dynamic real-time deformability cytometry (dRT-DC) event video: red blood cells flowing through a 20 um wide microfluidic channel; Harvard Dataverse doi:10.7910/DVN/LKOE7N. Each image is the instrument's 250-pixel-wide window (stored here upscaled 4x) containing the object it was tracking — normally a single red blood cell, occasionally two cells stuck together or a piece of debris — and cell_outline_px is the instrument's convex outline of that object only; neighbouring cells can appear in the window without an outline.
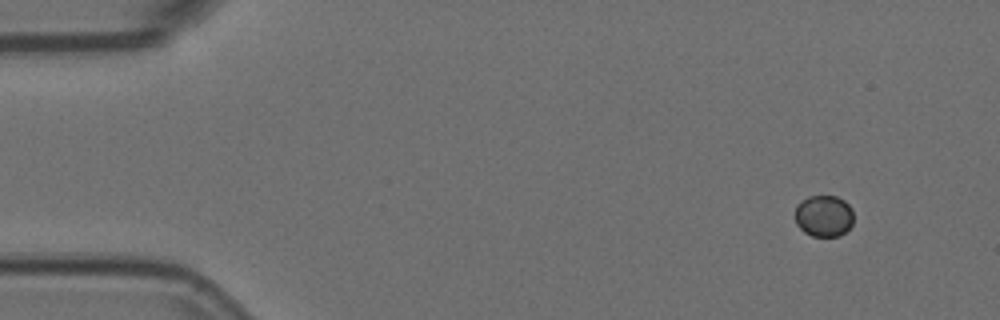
{"species": "Egyptian fruit bat (a non-hibernating species)", "species_latin": "Rousettus aegyptiacus", "temperature_condition": "room temperature", "stored_images_in_passage": 51, "camera_frame_rate_fps": 3000, "um_per_image_px": 0.085, "animal": {"sex": "female"}, "frame": {"image": 1, "passage_image": 1, "time_ms": 0.0, "image_size_px": [1000, 320], "cell_outline_px": [[852, 224], [840, 236], [812, 236], [804, 232], [796, 224], [796, 204], [800, 200], [808, 196], [836, 196], [844, 200], [852, 208]], "centroid_in_image_um": [70.01, 18.34], "position_along_channel_um": 15.0, "area_um2": 14.22}}
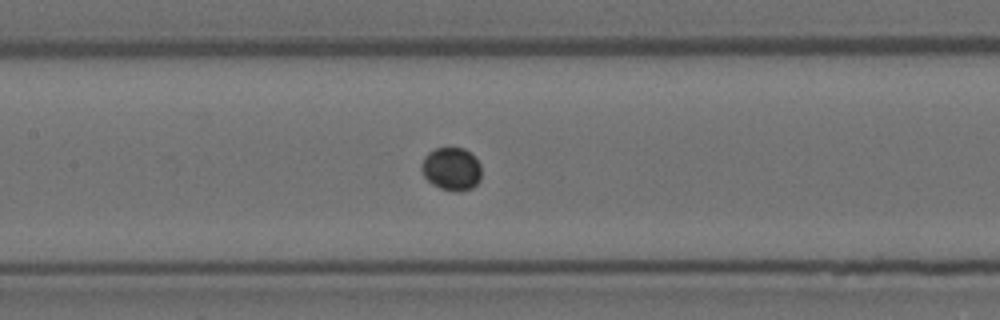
{"frame": {"image": 2, "passage_image": 22, "time_ms": 7.0, "image_size_px": [1000, 320], "cell_outline_px": [[480, 180], [472, 188], [460, 192], [456, 192], [440, 188], [432, 184], [424, 176], [420, 168], [420, 164], [424, 156], [428, 152], [436, 148], [464, 148], [480, 164]], "centroid_in_image_um": [38.34, 14.37], "position_along_channel_um": 169.1, "area_um2": 15.03}}
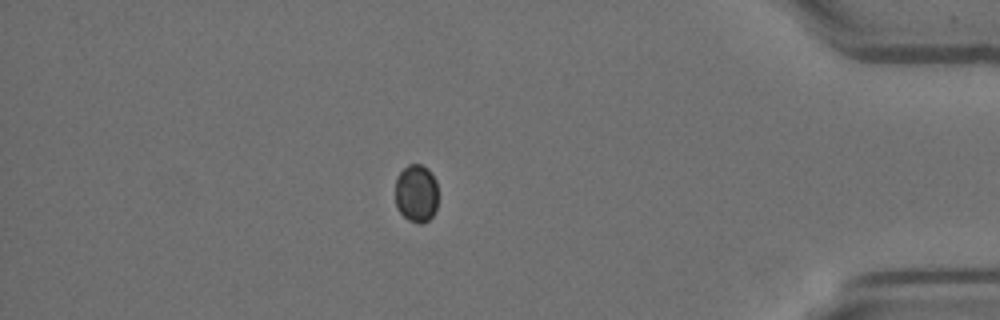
{"frame": {"image": 3, "passage_image": 44, "time_ms": 14.333, "image_size_px": [1000, 320], "cell_outline_px": [[436, 208], [432, 216], [428, 220], [420, 224], [416, 224], [408, 220], [396, 208], [396, 176], [408, 164], [420, 164], [428, 168], [436, 180]], "centroid_in_image_um": [35.37, 16.43], "position_along_channel_um": 399.8, "area_um2": 14.51}}